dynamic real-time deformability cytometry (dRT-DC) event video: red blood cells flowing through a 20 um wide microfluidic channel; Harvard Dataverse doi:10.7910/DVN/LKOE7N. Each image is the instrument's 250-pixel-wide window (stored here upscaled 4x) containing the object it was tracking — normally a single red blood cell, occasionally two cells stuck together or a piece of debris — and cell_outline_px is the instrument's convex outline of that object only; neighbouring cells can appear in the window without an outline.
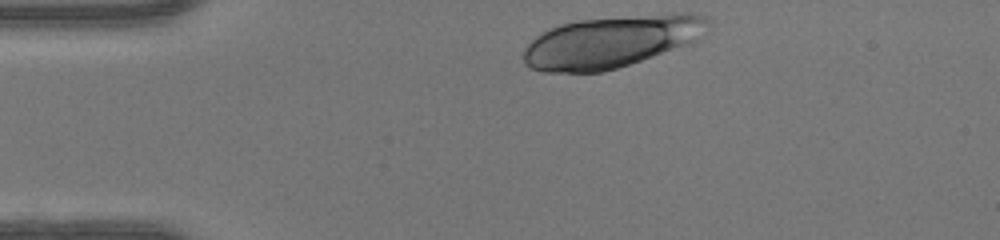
{"species": "human", "species_latin": "Homo sapiens", "temperature_condition": "warm", "stored_images_in_passage": 31, "camera_frame_rate_fps": 3000, "um_per_image_px": 0.085, "donor": {"sex": "female"}, "frame": {"image": 1, "passage_image": 1, "time_ms": 0.0, "image_size_px": [1000, 240], "cell_outline_px": [[708, 24], [700, 40], [692, 44], [604, 72], [544, 72], [528, 68], [524, 64], [524, 48], [540, 32], [560, 24], [580, 20], [676, 12], [700, 12], [708, 20]], "centroid_in_image_um": [52.0, 3.53], "position_along_channel_um": 33.0, "area_um2": 56.41}}
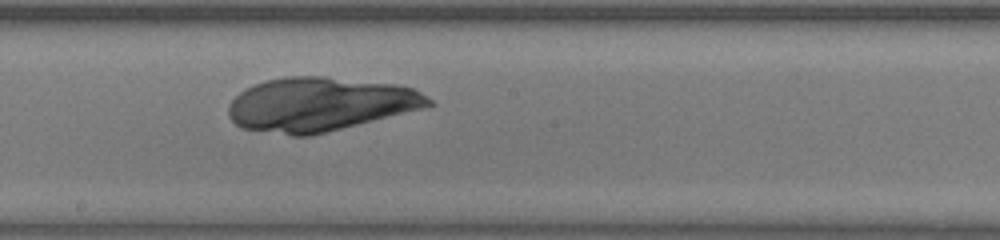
{"frame": {"image": 2, "passage_image": 18, "time_ms": 5.667, "image_size_px": [1000, 240], "cell_outline_px": [[436, 104], [308, 136], [292, 136], [240, 128], [228, 116], [228, 104], [244, 88], [268, 80], [284, 76], [324, 76], [396, 84], [412, 88], [428, 96]], "centroid_in_image_um": [27.13, 8.85], "position_along_channel_um": 221.1, "area_um2": 62.25}}
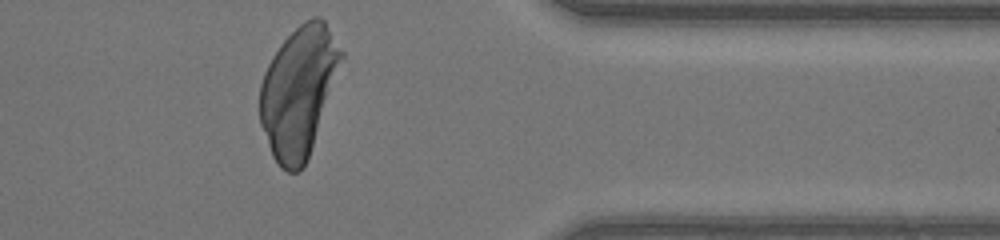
{"frame": {"image": 3, "passage_image": 31, "time_ms": 10.0, "image_size_px": [1000, 240], "cell_outline_px": [[344, 56], [308, 160], [300, 172], [288, 172], [280, 168], [272, 156], [260, 124], [260, 84], [264, 72], [272, 56], [280, 44], [304, 20], [312, 16], [320, 16], [324, 20], [344, 52]], "centroid_in_image_um": [25.38, 7.79], "position_along_channel_um": 386.0, "area_um2": 61.85}}